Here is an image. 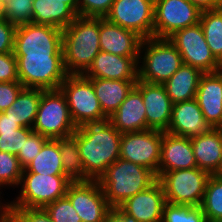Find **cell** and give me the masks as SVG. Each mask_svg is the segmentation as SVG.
<instances>
[{
    "mask_svg": "<svg viewBox=\"0 0 222 222\" xmlns=\"http://www.w3.org/2000/svg\"><path fill=\"white\" fill-rule=\"evenodd\" d=\"M78 150L86 175L99 180L107 168L120 158L122 133L107 120L77 127Z\"/></svg>",
    "mask_w": 222,
    "mask_h": 222,
    "instance_id": "cell-1",
    "label": "cell"
},
{
    "mask_svg": "<svg viewBox=\"0 0 222 222\" xmlns=\"http://www.w3.org/2000/svg\"><path fill=\"white\" fill-rule=\"evenodd\" d=\"M64 66L68 74H83L101 51L99 17L77 16L62 30Z\"/></svg>",
    "mask_w": 222,
    "mask_h": 222,
    "instance_id": "cell-2",
    "label": "cell"
},
{
    "mask_svg": "<svg viewBox=\"0 0 222 222\" xmlns=\"http://www.w3.org/2000/svg\"><path fill=\"white\" fill-rule=\"evenodd\" d=\"M157 180L152 170L119 158L98 181L108 204L115 210L126 199L148 189Z\"/></svg>",
    "mask_w": 222,
    "mask_h": 222,
    "instance_id": "cell-3",
    "label": "cell"
},
{
    "mask_svg": "<svg viewBox=\"0 0 222 222\" xmlns=\"http://www.w3.org/2000/svg\"><path fill=\"white\" fill-rule=\"evenodd\" d=\"M182 64L180 53L168 38L143 39L138 61V80L162 85Z\"/></svg>",
    "mask_w": 222,
    "mask_h": 222,
    "instance_id": "cell-4",
    "label": "cell"
},
{
    "mask_svg": "<svg viewBox=\"0 0 222 222\" xmlns=\"http://www.w3.org/2000/svg\"><path fill=\"white\" fill-rule=\"evenodd\" d=\"M17 74L24 88L58 90L69 75L64 66L63 55L14 54Z\"/></svg>",
    "mask_w": 222,
    "mask_h": 222,
    "instance_id": "cell-5",
    "label": "cell"
},
{
    "mask_svg": "<svg viewBox=\"0 0 222 222\" xmlns=\"http://www.w3.org/2000/svg\"><path fill=\"white\" fill-rule=\"evenodd\" d=\"M59 89L66 97L76 127L108 120L100 107L93 84L82 74H69Z\"/></svg>",
    "mask_w": 222,
    "mask_h": 222,
    "instance_id": "cell-6",
    "label": "cell"
},
{
    "mask_svg": "<svg viewBox=\"0 0 222 222\" xmlns=\"http://www.w3.org/2000/svg\"><path fill=\"white\" fill-rule=\"evenodd\" d=\"M76 129L62 91L41 89V100L32 130L49 139H58L73 135Z\"/></svg>",
    "mask_w": 222,
    "mask_h": 222,
    "instance_id": "cell-7",
    "label": "cell"
},
{
    "mask_svg": "<svg viewBox=\"0 0 222 222\" xmlns=\"http://www.w3.org/2000/svg\"><path fill=\"white\" fill-rule=\"evenodd\" d=\"M71 182L66 175L22 173L20 195L8 203L9 208L44 209L48 204L65 197Z\"/></svg>",
    "mask_w": 222,
    "mask_h": 222,
    "instance_id": "cell-8",
    "label": "cell"
},
{
    "mask_svg": "<svg viewBox=\"0 0 222 222\" xmlns=\"http://www.w3.org/2000/svg\"><path fill=\"white\" fill-rule=\"evenodd\" d=\"M211 174L198 167L164 172L158 181L167 203L200 206Z\"/></svg>",
    "mask_w": 222,
    "mask_h": 222,
    "instance_id": "cell-9",
    "label": "cell"
},
{
    "mask_svg": "<svg viewBox=\"0 0 222 222\" xmlns=\"http://www.w3.org/2000/svg\"><path fill=\"white\" fill-rule=\"evenodd\" d=\"M168 40L180 53L183 64L190 65L202 73L218 70L219 61L212 54L200 23L174 32Z\"/></svg>",
    "mask_w": 222,
    "mask_h": 222,
    "instance_id": "cell-10",
    "label": "cell"
},
{
    "mask_svg": "<svg viewBox=\"0 0 222 222\" xmlns=\"http://www.w3.org/2000/svg\"><path fill=\"white\" fill-rule=\"evenodd\" d=\"M163 132L148 129L122 133L120 158L152 170L159 178Z\"/></svg>",
    "mask_w": 222,
    "mask_h": 222,
    "instance_id": "cell-11",
    "label": "cell"
},
{
    "mask_svg": "<svg viewBox=\"0 0 222 222\" xmlns=\"http://www.w3.org/2000/svg\"><path fill=\"white\" fill-rule=\"evenodd\" d=\"M13 54L63 55L62 29L36 23L18 26Z\"/></svg>",
    "mask_w": 222,
    "mask_h": 222,
    "instance_id": "cell-12",
    "label": "cell"
},
{
    "mask_svg": "<svg viewBox=\"0 0 222 222\" xmlns=\"http://www.w3.org/2000/svg\"><path fill=\"white\" fill-rule=\"evenodd\" d=\"M201 13L188 0H155L153 37L168 38L180 29L197 25Z\"/></svg>",
    "mask_w": 222,
    "mask_h": 222,
    "instance_id": "cell-13",
    "label": "cell"
},
{
    "mask_svg": "<svg viewBox=\"0 0 222 222\" xmlns=\"http://www.w3.org/2000/svg\"><path fill=\"white\" fill-rule=\"evenodd\" d=\"M65 196L82 222H107L114 210L108 204L98 180L71 182Z\"/></svg>",
    "mask_w": 222,
    "mask_h": 222,
    "instance_id": "cell-14",
    "label": "cell"
},
{
    "mask_svg": "<svg viewBox=\"0 0 222 222\" xmlns=\"http://www.w3.org/2000/svg\"><path fill=\"white\" fill-rule=\"evenodd\" d=\"M154 3L155 0H114L104 18L147 39L153 37Z\"/></svg>",
    "mask_w": 222,
    "mask_h": 222,
    "instance_id": "cell-15",
    "label": "cell"
},
{
    "mask_svg": "<svg viewBox=\"0 0 222 222\" xmlns=\"http://www.w3.org/2000/svg\"><path fill=\"white\" fill-rule=\"evenodd\" d=\"M165 203L163 186L157 180L148 189L126 199L115 210L133 222H162Z\"/></svg>",
    "mask_w": 222,
    "mask_h": 222,
    "instance_id": "cell-16",
    "label": "cell"
},
{
    "mask_svg": "<svg viewBox=\"0 0 222 222\" xmlns=\"http://www.w3.org/2000/svg\"><path fill=\"white\" fill-rule=\"evenodd\" d=\"M135 88L141 93L146 107L147 128L166 132L171 121L173 103L164 86L137 80Z\"/></svg>",
    "mask_w": 222,
    "mask_h": 222,
    "instance_id": "cell-17",
    "label": "cell"
},
{
    "mask_svg": "<svg viewBox=\"0 0 222 222\" xmlns=\"http://www.w3.org/2000/svg\"><path fill=\"white\" fill-rule=\"evenodd\" d=\"M139 57H124L100 51L82 74L86 78L138 80Z\"/></svg>",
    "mask_w": 222,
    "mask_h": 222,
    "instance_id": "cell-18",
    "label": "cell"
},
{
    "mask_svg": "<svg viewBox=\"0 0 222 222\" xmlns=\"http://www.w3.org/2000/svg\"><path fill=\"white\" fill-rule=\"evenodd\" d=\"M142 40L143 38L134 31L99 17L101 51L124 57H139Z\"/></svg>",
    "mask_w": 222,
    "mask_h": 222,
    "instance_id": "cell-19",
    "label": "cell"
},
{
    "mask_svg": "<svg viewBox=\"0 0 222 222\" xmlns=\"http://www.w3.org/2000/svg\"><path fill=\"white\" fill-rule=\"evenodd\" d=\"M211 129L196 99L173 104L171 121L166 132L191 139Z\"/></svg>",
    "mask_w": 222,
    "mask_h": 222,
    "instance_id": "cell-20",
    "label": "cell"
},
{
    "mask_svg": "<svg viewBox=\"0 0 222 222\" xmlns=\"http://www.w3.org/2000/svg\"><path fill=\"white\" fill-rule=\"evenodd\" d=\"M212 128H222V74L203 73L195 98Z\"/></svg>",
    "mask_w": 222,
    "mask_h": 222,
    "instance_id": "cell-21",
    "label": "cell"
},
{
    "mask_svg": "<svg viewBox=\"0 0 222 222\" xmlns=\"http://www.w3.org/2000/svg\"><path fill=\"white\" fill-rule=\"evenodd\" d=\"M197 167L191 140L163 132L159 177L167 171L192 169Z\"/></svg>",
    "mask_w": 222,
    "mask_h": 222,
    "instance_id": "cell-22",
    "label": "cell"
},
{
    "mask_svg": "<svg viewBox=\"0 0 222 222\" xmlns=\"http://www.w3.org/2000/svg\"><path fill=\"white\" fill-rule=\"evenodd\" d=\"M145 109L142 95L134 87L108 121L120 133L148 130Z\"/></svg>",
    "mask_w": 222,
    "mask_h": 222,
    "instance_id": "cell-23",
    "label": "cell"
},
{
    "mask_svg": "<svg viewBox=\"0 0 222 222\" xmlns=\"http://www.w3.org/2000/svg\"><path fill=\"white\" fill-rule=\"evenodd\" d=\"M190 140L197 167L213 175L222 158V128H212Z\"/></svg>",
    "mask_w": 222,
    "mask_h": 222,
    "instance_id": "cell-24",
    "label": "cell"
},
{
    "mask_svg": "<svg viewBox=\"0 0 222 222\" xmlns=\"http://www.w3.org/2000/svg\"><path fill=\"white\" fill-rule=\"evenodd\" d=\"M87 79L93 84L100 107L107 117L118 109L137 82L100 78Z\"/></svg>",
    "mask_w": 222,
    "mask_h": 222,
    "instance_id": "cell-25",
    "label": "cell"
},
{
    "mask_svg": "<svg viewBox=\"0 0 222 222\" xmlns=\"http://www.w3.org/2000/svg\"><path fill=\"white\" fill-rule=\"evenodd\" d=\"M32 23L45 24L64 29L78 16L67 0H33Z\"/></svg>",
    "mask_w": 222,
    "mask_h": 222,
    "instance_id": "cell-26",
    "label": "cell"
},
{
    "mask_svg": "<svg viewBox=\"0 0 222 222\" xmlns=\"http://www.w3.org/2000/svg\"><path fill=\"white\" fill-rule=\"evenodd\" d=\"M202 72L190 65L182 66L162 84L171 102L178 103L196 98Z\"/></svg>",
    "mask_w": 222,
    "mask_h": 222,
    "instance_id": "cell-27",
    "label": "cell"
},
{
    "mask_svg": "<svg viewBox=\"0 0 222 222\" xmlns=\"http://www.w3.org/2000/svg\"><path fill=\"white\" fill-rule=\"evenodd\" d=\"M41 100L40 88H23L11 107L3 111L9 114L20 127L32 128Z\"/></svg>",
    "mask_w": 222,
    "mask_h": 222,
    "instance_id": "cell-28",
    "label": "cell"
},
{
    "mask_svg": "<svg viewBox=\"0 0 222 222\" xmlns=\"http://www.w3.org/2000/svg\"><path fill=\"white\" fill-rule=\"evenodd\" d=\"M62 167L65 175L72 181H91L84 171L78 150V129L73 135L58 138Z\"/></svg>",
    "mask_w": 222,
    "mask_h": 222,
    "instance_id": "cell-29",
    "label": "cell"
},
{
    "mask_svg": "<svg viewBox=\"0 0 222 222\" xmlns=\"http://www.w3.org/2000/svg\"><path fill=\"white\" fill-rule=\"evenodd\" d=\"M22 173H36L41 175H65L62 167L61 152L58 139H49L40 153L23 169Z\"/></svg>",
    "mask_w": 222,
    "mask_h": 222,
    "instance_id": "cell-30",
    "label": "cell"
},
{
    "mask_svg": "<svg viewBox=\"0 0 222 222\" xmlns=\"http://www.w3.org/2000/svg\"><path fill=\"white\" fill-rule=\"evenodd\" d=\"M199 23L212 54L220 61L222 58V8L203 11Z\"/></svg>",
    "mask_w": 222,
    "mask_h": 222,
    "instance_id": "cell-31",
    "label": "cell"
},
{
    "mask_svg": "<svg viewBox=\"0 0 222 222\" xmlns=\"http://www.w3.org/2000/svg\"><path fill=\"white\" fill-rule=\"evenodd\" d=\"M201 208L208 221L222 222V179L211 175L208 179Z\"/></svg>",
    "mask_w": 222,
    "mask_h": 222,
    "instance_id": "cell-32",
    "label": "cell"
},
{
    "mask_svg": "<svg viewBox=\"0 0 222 222\" xmlns=\"http://www.w3.org/2000/svg\"><path fill=\"white\" fill-rule=\"evenodd\" d=\"M201 206L165 203L162 222H207Z\"/></svg>",
    "mask_w": 222,
    "mask_h": 222,
    "instance_id": "cell-33",
    "label": "cell"
},
{
    "mask_svg": "<svg viewBox=\"0 0 222 222\" xmlns=\"http://www.w3.org/2000/svg\"><path fill=\"white\" fill-rule=\"evenodd\" d=\"M22 172L16 155L0 151V187L20 185Z\"/></svg>",
    "mask_w": 222,
    "mask_h": 222,
    "instance_id": "cell-34",
    "label": "cell"
},
{
    "mask_svg": "<svg viewBox=\"0 0 222 222\" xmlns=\"http://www.w3.org/2000/svg\"><path fill=\"white\" fill-rule=\"evenodd\" d=\"M33 0H5V17L14 26L32 23Z\"/></svg>",
    "mask_w": 222,
    "mask_h": 222,
    "instance_id": "cell-35",
    "label": "cell"
},
{
    "mask_svg": "<svg viewBox=\"0 0 222 222\" xmlns=\"http://www.w3.org/2000/svg\"><path fill=\"white\" fill-rule=\"evenodd\" d=\"M44 209L53 222H82L66 196L48 204Z\"/></svg>",
    "mask_w": 222,
    "mask_h": 222,
    "instance_id": "cell-36",
    "label": "cell"
},
{
    "mask_svg": "<svg viewBox=\"0 0 222 222\" xmlns=\"http://www.w3.org/2000/svg\"><path fill=\"white\" fill-rule=\"evenodd\" d=\"M32 128L21 127L16 131H0V151L18 155Z\"/></svg>",
    "mask_w": 222,
    "mask_h": 222,
    "instance_id": "cell-37",
    "label": "cell"
},
{
    "mask_svg": "<svg viewBox=\"0 0 222 222\" xmlns=\"http://www.w3.org/2000/svg\"><path fill=\"white\" fill-rule=\"evenodd\" d=\"M49 140V138L37 133L32 132L24 141V145L17 155L20 166L24 169L27 167L33 159L40 153L43 145Z\"/></svg>",
    "mask_w": 222,
    "mask_h": 222,
    "instance_id": "cell-38",
    "label": "cell"
},
{
    "mask_svg": "<svg viewBox=\"0 0 222 222\" xmlns=\"http://www.w3.org/2000/svg\"><path fill=\"white\" fill-rule=\"evenodd\" d=\"M114 0H78V16L105 17Z\"/></svg>",
    "mask_w": 222,
    "mask_h": 222,
    "instance_id": "cell-39",
    "label": "cell"
},
{
    "mask_svg": "<svg viewBox=\"0 0 222 222\" xmlns=\"http://www.w3.org/2000/svg\"><path fill=\"white\" fill-rule=\"evenodd\" d=\"M14 222H53L43 208H9Z\"/></svg>",
    "mask_w": 222,
    "mask_h": 222,
    "instance_id": "cell-40",
    "label": "cell"
},
{
    "mask_svg": "<svg viewBox=\"0 0 222 222\" xmlns=\"http://www.w3.org/2000/svg\"><path fill=\"white\" fill-rule=\"evenodd\" d=\"M0 82H19L17 59L13 52L0 54Z\"/></svg>",
    "mask_w": 222,
    "mask_h": 222,
    "instance_id": "cell-41",
    "label": "cell"
},
{
    "mask_svg": "<svg viewBox=\"0 0 222 222\" xmlns=\"http://www.w3.org/2000/svg\"><path fill=\"white\" fill-rule=\"evenodd\" d=\"M23 88L20 82H0V112L11 107Z\"/></svg>",
    "mask_w": 222,
    "mask_h": 222,
    "instance_id": "cell-42",
    "label": "cell"
},
{
    "mask_svg": "<svg viewBox=\"0 0 222 222\" xmlns=\"http://www.w3.org/2000/svg\"><path fill=\"white\" fill-rule=\"evenodd\" d=\"M16 28L7 19L0 20V54L13 52Z\"/></svg>",
    "mask_w": 222,
    "mask_h": 222,
    "instance_id": "cell-43",
    "label": "cell"
},
{
    "mask_svg": "<svg viewBox=\"0 0 222 222\" xmlns=\"http://www.w3.org/2000/svg\"><path fill=\"white\" fill-rule=\"evenodd\" d=\"M19 128L21 127L16 124V121L9 114L0 112V131H16Z\"/></svg>",
    "mask_w": 222,
    "mask_h": 222,
    "instance_id": "cell-44",
    "label": "cell"
},
{
    "mask_svg": "<svg viewBox=\"0 0 222 222\" xmlns=\"http://www.w3.org/2000/svg\"><path fill=\"white\" fill-rule=\"evenodd\" d=\"M201 12L219 9L218 0H188Z\"/></svg>",
    "mask_w": 222,
    "mask_h": 222,
    "instance_id": "cell-45",
    "label": "cell"
},
{
    "mask_svg": "<svg viewBox=\"0 0 222 222\" xmlns=\"http://www.w3.org/2000/svg\"><path fill=\"white\" fill-rule=\"evenodd\" d=\"M107 222H133L123 217L118 211L113 210L107 219Z\"/></svg>",
    "mask_w": 222,
    "mask_h": 222,
    "instance_id": "cell-46",
    "label": "cell"
},
{
    "mask_svg": "<svg viewBox=\"0 0 222 222\" xmlns=\"http://www.w3.org/2000/svg\"><path fill=\"white\" fill-rule=\"evenodd\" d=\"M67 5L78 15V0H67Z\"/></svg>",
    "mask_w": 222,
    "mask_h": 222,
    "instance_id": "cell-47",
    "label": "cell"
},
{
    "mask_svg": "<svg viewBox=\"0 0 222 222\" xmlns=\"http://www.w3.org/2000/svg\"><path fill=\"white\" fill-rule=\"evenodd\" d=\"M0 222H14L9 210L0 218Z\"/></svg>",
    "mask_w": 222,
    "mask_h": 222,
    "instance_id": "cell-48",
    "label": "cell"
},
{
    "mask_svg": "<svg viewBox=\"0 0 222 222\" xmlns=\"http://www.w3.org/2000/svg\"><path fill=\"white\" fill-rule=\"evenodd\" d=\"M6 19L5 17V0H0V20Z\"/></svg>",
    "mask_w": 222,
    "mask_h": 222,
    "instance_id": "cell-49",
    "label": "cell"
},
{
    "mask_svg": "<svg viewBox=\"0 0 222 222\" xmlns=\"http://www.w3.org/2000/svg\"><path fill=\"white\" fill-rule=\"evenodd\" d=\"M1 204H3V203H1V201H0V218L9 210L8 203L3 204V205H1Z\"/></svg>",
    "mask_w": 222,
    "mask_h": 222,
    "instance_id": "cell-50",
    "label": "cell"
},
{
    "mask_svg": "<svg viewBox=\"0 0 222 222\" xmlns=\"http://www.w3.org/2000/svg\"><path fill=\"white\" fill-rule=\"evenodd\" d=\"M213 175L222 179V158L217 171Z\"/></svg>",
    "mask_w": 222,
    "mask_h": 222,
    "instance_id": "cell-51",
    "label": "cell"
},
{
    "mask_svg": "<svg viewBox=\"0 0 222 222\" xmlns=\"http://www.w3.org/2000/svg\"><path fill=\"white\" fill-rule=\"evenodd\" d=\"M218 72H220L222 74V58L219 61V67H218Z\"/></svg>",
    "mask_w": 222,
    "mask_h": 222,
    "instance_id": "cell-52",
    "label": "cell"
},
{
    "mask_svg": "<svg viewBox=\"0 0 222 222\" xmlns=\"http://www.w3.org/2000/svg\"><path fill=\"white\" fill-rule=\"evenodd\" d=\"M218 5L220 8H222V0H218Z\"/></svg>",
    "mask_w": 222,
    "mask_h": 222,
    "instance_id": "cell-53",
    "label": "cell"
}]
</instances>
